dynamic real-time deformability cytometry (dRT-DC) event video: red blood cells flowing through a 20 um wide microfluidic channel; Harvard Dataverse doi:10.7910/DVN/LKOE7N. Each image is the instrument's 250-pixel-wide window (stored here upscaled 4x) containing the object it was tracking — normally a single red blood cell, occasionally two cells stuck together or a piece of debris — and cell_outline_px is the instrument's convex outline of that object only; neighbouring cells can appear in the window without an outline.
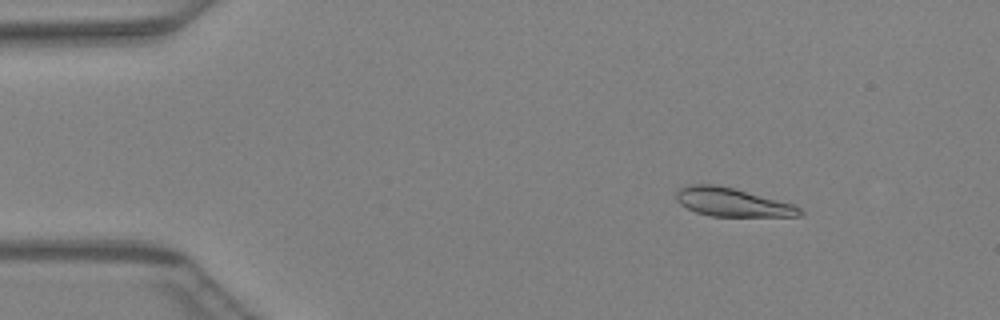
{"species": "Egyptian fruit bat (a non-hibernating species)", "species_latin": "Rousettus aegyptiacus", "temperature_condition": "warm", "stored_images_in_passage": 46, "camera_frame_rate_fps": 3000, "um_per_image_px": 0.085, "animal": {"sex": "female"}, "frame": {"image": 1, "passage_image": 6, "time_ms": 1.667, "image_size_px": [1000, 320], "cell_outline_px": [[804, 212], [800, 216], [712, 216], [696, 212], [680, 204], [676, 200], [676, 192], [680, 188], [688, 184], [716, 184], [796, 204]], "centroid_in_image_um": [62.25, 17.18], "position_along_channel_um": 22.7, "area_um2": 20.52}}
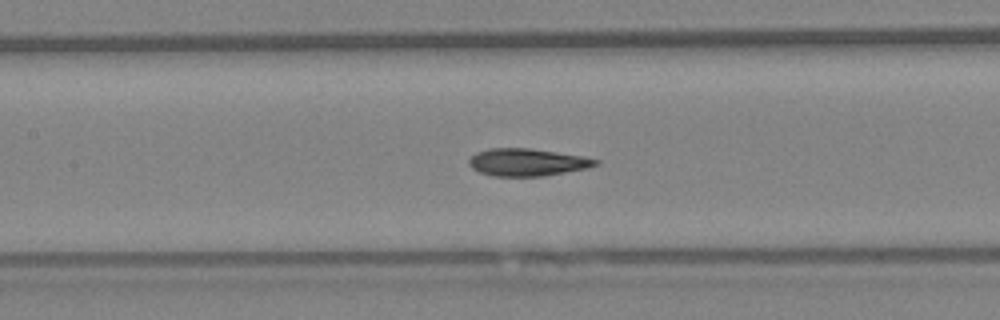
{"frame": {"image": 2, "passage_image": 21, "time_ms": 6.667, "image_size_px": [1000, 320], "cell_outline_px": [[600, 160], [596, 164], [588, 168], [544, 176], [492, 176], [480, 172], [472, 168], [468, 164], [468, 160], [476, 152], [492, 148], [528, 148], [584, 156]], "centroid_in_image_um": [44.8, 13.79], "position_along_channel_um": 162.6, "area_um2": 20.17}}
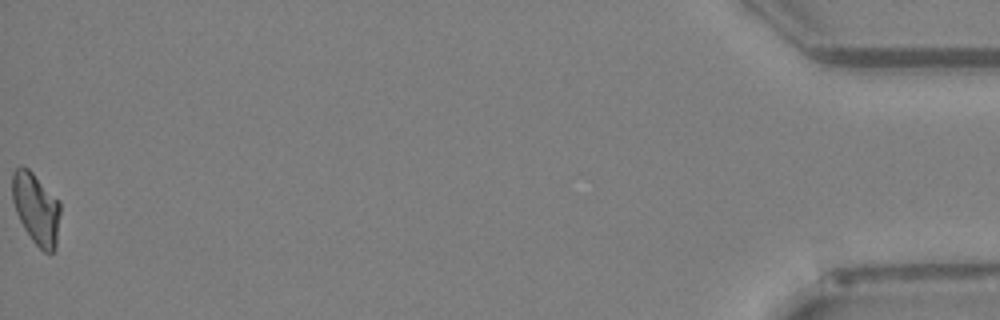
{"frame": {"image": 3, "passage_image": 46, "time_ms": 15.0, "image_size_px": [1000, 320], "cell_outline_px": [[60, 212], [56, 248], [52, 252], [44, 252], [32, 240], [24, 228], [16, 212], [12, 200], [12, 172], [16, 168], [28, 168], [60, 200]], "centroid_in_image_um": [3.08, 17.73], "position_along_channel_um": 432.1, "area_um2": 19.94}}